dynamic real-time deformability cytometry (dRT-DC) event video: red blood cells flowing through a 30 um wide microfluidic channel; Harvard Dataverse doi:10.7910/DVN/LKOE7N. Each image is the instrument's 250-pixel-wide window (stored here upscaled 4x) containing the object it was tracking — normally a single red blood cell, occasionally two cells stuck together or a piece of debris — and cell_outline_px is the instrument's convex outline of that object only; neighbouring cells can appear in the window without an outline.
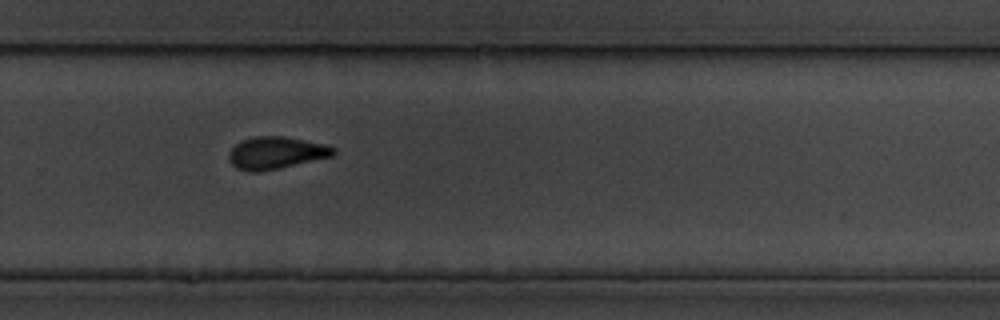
{"species": "common noctule bat (a hibernating species)", "species_latin": "Nyctalus noctula", "temperature_condition": "cold", "stored_images_in_passage": 14, "camera_frame_rate_fps": 3000, "um_per_image_px": 0.085, "animal": {"sex": "male", "body_mass_g": 19.5, "forearm_length_mm": 54.6}, "frame": {"image": 1, "passage_image": 10, "time_ms": 11.333, "image_size_px": [1000, 320], "cell_outline_px": [[336, 152], [332, 156], [280, 168], [260, 172], [248, 172], [236, 168], [228, 160], [228, 152], [236, 144], [252, 136], [284, 136], [324, 144], [336, 148]], "centroid_in_image_um": [23.43, 13.0], "position_along_channel_um": 306.4, "area_um2": 19.71}}
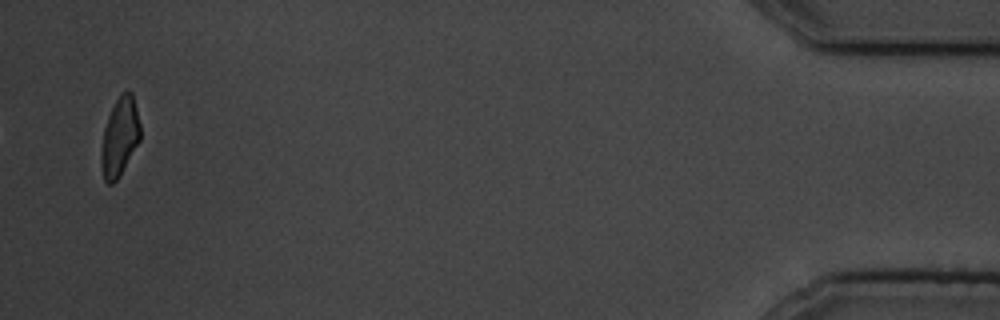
{"frame": {"image": 2, "passage_image": 14, "time_ms": 17.0, "image_size_px": [1000, 320], "cell_outline_px": [[140, 140], [116, 180], [112, 184], [108, 184], [104, 180], [100, 164], [100, 152], [104, 128], [108, 116], [120, 92], [128, 88], [132, 92], [140, 124]], "centroid_in_image_um": [10.16, 11.6], "position_along_channel_um": 425.0, "area_um2": 17.92}, "authors_computed_cell_mechanics": {"area_um2": 20.2589, "velocity_mm_per_s": 3.5258, "shape_relaxation_time_tau1_ms": 2.9831, "shape_relaxation_time_tau2_ms": 1.5697, "deformation_change_tau1": 0.1122, "deformation_change_tau2": 0.07}}